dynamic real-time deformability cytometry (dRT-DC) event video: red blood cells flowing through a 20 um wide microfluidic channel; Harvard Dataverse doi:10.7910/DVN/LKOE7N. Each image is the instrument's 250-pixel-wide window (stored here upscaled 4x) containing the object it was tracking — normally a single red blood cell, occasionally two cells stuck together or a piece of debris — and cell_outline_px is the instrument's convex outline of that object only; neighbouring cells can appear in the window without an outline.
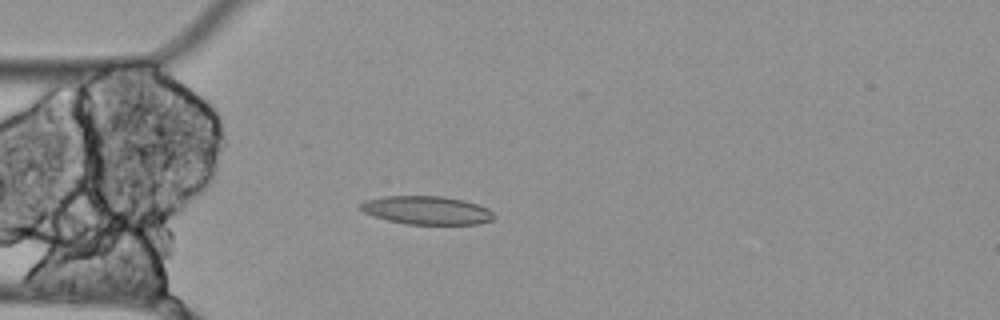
{"species": "Egyptian fruit bat (a non-hibernating species)", "species_latin": "Rousettus aegyptiacus", "temperature_condition": "cold", "stored_images_in_passage": 42, "camera_frame_rate_fps": 3000, "um_per_image_px": 0.085, "animal": {"sex": "female"}, "frame": {"image": 1, "passage_image": 1, "time_ms": 0.0, "image_size_px": [1000, 320], "cell_outline_px": [[496, 216], [492, 220], [480, 224], [408, 224], [388, 220], [372, 216], [364, 212], [360, 208], [360, 204], [364, 200], [380, 196], [444, 196], [464, 200], [488, 208]], "centroid_in_image_um": [36.27, 17.87], "position_along_channel_um": 48.7, "area_um2": 22.2}}
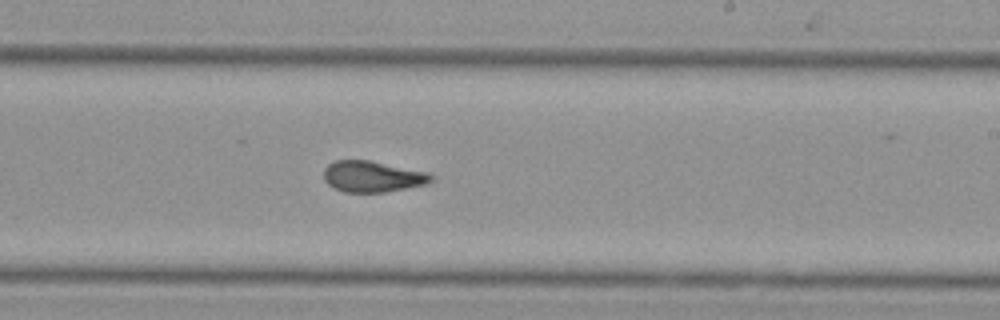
{"frame": {"image": 2, "passage_image": 19, "time_ms": 6.0, "image_size_px": [1000, 320], "cell_outline_px": [[436, 180], [428, 184], [384, 192], [344, 192], [332, 188], [324, 180], [324, 168], [328, 164], [336, 160], [368, 160], [432, 172], [436, 176]], "centroid_in_image_um": [31.74, 15.0], "position_along_channel_um": 257.3, "area_um2": 19.94}}
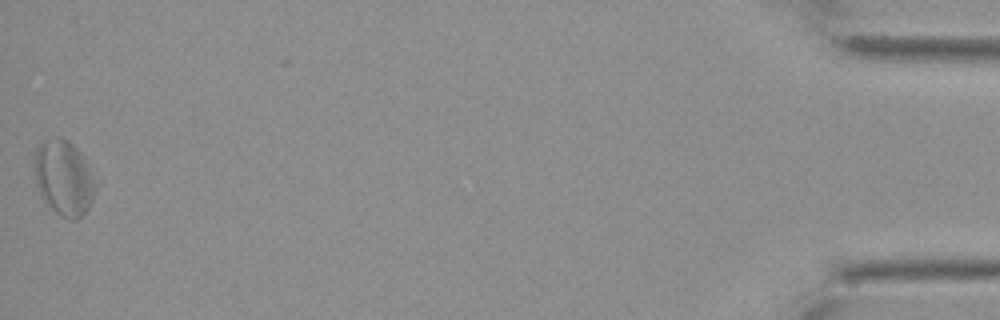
{"frame": {"image": 3, "passage_image": 42, "time_ms": 13.667, "image_size_px": [1000, 320], "cell_outline_px": [[100, 184], [88, 208], [76, 220], [68, 220], [60, 216], [40, 196], [36, 184], [32, 160], [36, 148], [40, 140], [56, 136], [60, 136], [68, 140], [80, 152]], "centroid_in_image_um": [5.42, 15.08], "position_along_channel_um": 429.8, "area_um2": 27.69}, "authors_computed_cell_mechanics": {"area_um2": 20.4612, "velocity_mm_per_s": 3.4897, "shape_relaxation_time_tau1_ms": null, "shape_relaxation_time_tau2_ms": 6.5708, "deformation_change_tau1": null, "deformation_change_tau2": 0.1038}}